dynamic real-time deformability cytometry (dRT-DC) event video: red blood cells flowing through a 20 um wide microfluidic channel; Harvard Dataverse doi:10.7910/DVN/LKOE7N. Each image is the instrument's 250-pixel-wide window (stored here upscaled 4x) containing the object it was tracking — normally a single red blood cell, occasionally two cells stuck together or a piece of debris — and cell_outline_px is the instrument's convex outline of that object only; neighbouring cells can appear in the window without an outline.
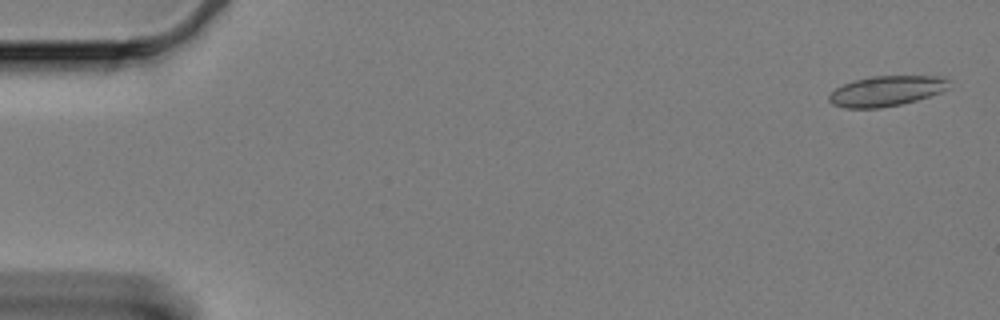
{"species": "Egyptian fruit bat (a non-hibernating species)", "species_latin": "Rousettus aegyptiacus", "temperature_condition": "cold", "stored_images_in_passage": 7, "camera_frame_rate_fps": 3000, "um_per_image_px": 0.085, "animal": {"sex": "female"}, "frame": {"image": 1, "passage_image": 2, "time_ms": 0.333, "image_size_px": [1000, 320], "cell_outline_px": [[952, 88], [916, 100], [900, 104], [880, 108], [844, 108], [832, 104], [828, 100], [828, 96], [836, 88], [844, 84], [856, 80], [872, 76], [940, 76], [948, 80]], "centroid_in_image_um": [75.35, 7.73], "position_along_channel_um": 9.6, "area_um2": 21.1}}